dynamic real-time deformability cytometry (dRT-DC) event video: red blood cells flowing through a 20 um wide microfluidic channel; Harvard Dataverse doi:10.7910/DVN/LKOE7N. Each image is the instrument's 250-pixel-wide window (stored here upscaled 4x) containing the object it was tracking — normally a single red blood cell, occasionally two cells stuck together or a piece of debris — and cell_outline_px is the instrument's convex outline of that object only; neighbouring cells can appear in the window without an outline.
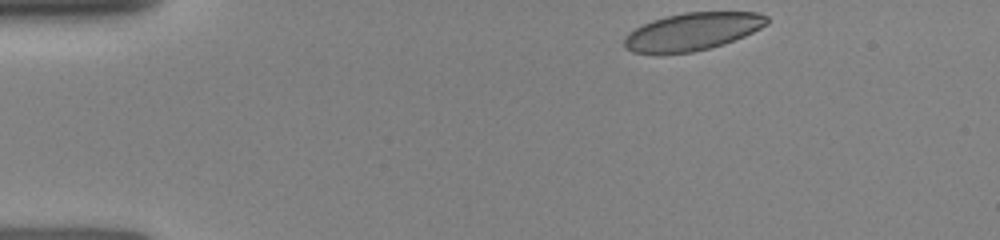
{"species": "human", "species_latin": "Homo sapiens", "temperature_condition": "room temperature", "stored_images_in_passage": 7, "camera_frame_rate_fps": 3000, "um_per_image_px": 0.085, "donor": {"sex": "female"}, "frame": {"image": 1, "passage_image": 1, "time_ms": 0.0, "image_size_px": [1000, 240], "cell_outline_px": [[768, 24], [744, 36], [724, 44], [692, 52], [656, 56], [632, 52], [624, 48], [624, 36], [628, 32], [652, 20], [684, 12], [756, 12], [768, 16]], "centroid_in_image_um": [58.79, 2.72], "position_along_channel_um": 26.2, "area_um2": 31.73}}